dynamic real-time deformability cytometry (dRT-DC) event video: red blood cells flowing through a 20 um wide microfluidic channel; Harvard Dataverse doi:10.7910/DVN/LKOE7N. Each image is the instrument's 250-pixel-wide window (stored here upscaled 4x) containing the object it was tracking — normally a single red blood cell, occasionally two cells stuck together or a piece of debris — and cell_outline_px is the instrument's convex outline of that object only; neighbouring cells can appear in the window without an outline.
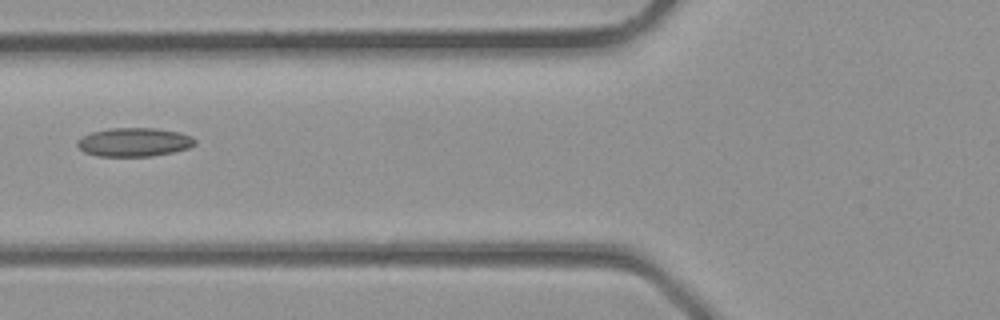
{"species": "common noctule bat (a hibernating species)", "species_latin": "Nyctalus noctula", "temperature_condition": "room temperature", "stored_images_in_passage": 3, "camera_frame_rate_fps": 3000, "um_per_image_px": 0.085, "animal": {"sex": "male", "body_mass_g": 23.1, "forearm_length_mm": 52.7}, "frame": {"image": 1, "passage_image": 3, "time_ms": 0.667, "image_size_px": [1000, 320], "cell_outline_px": [[196, 144], [188, 148], [172, 152], [152, 156], [100, 156], [84, 152], [76, 144], [76, 140], [92, 132], [108, 128], [156, 128], [180, 132], [192, 136], [196, 140]], "centroid_in_image_um": [11.42, 12.07], "position_along_channel_um": 114.4, "area_um2": 19.71}}